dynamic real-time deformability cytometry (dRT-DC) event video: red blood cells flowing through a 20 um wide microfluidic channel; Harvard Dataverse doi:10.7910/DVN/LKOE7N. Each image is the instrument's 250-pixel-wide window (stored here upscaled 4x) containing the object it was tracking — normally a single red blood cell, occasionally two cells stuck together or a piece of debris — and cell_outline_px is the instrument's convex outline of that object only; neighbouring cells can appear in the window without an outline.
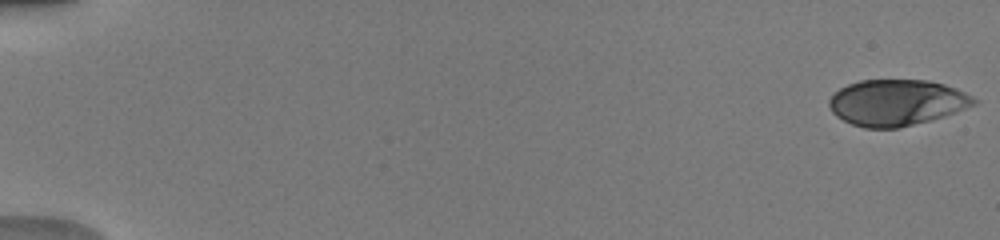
{"species": "human", "species_latin": "Homo sapiens", "temperature_condition": "warm", "stored_images_in_passage": 51, "camera_frame_rate_fps": 3000, "um_per_image_px": 0.085, "donor": {"sex": "male"}, "frame": {"image": 1, "passage_image": 1, "time_ms": 0.0, "image_size_px": [1000, 240], "cell_outline_px": [[976, 104], [956, 112], [932, 120], [900, 128], [864, 128], [852, 124], [836, 116], [832, 112], [828, 104], [828, 100], [840, 88], [848, 84], [860, 80], [928, 80], [944, 84], [956, 88], [972, 96], [976, 100]], "centroid_in_image_um": [76.21, 8.72], "position_along_channel_um": 8.8, "area_um2": 38.96}}
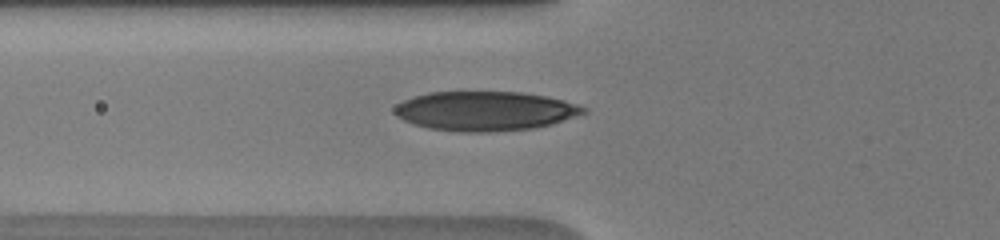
{"frame": {"image": 2, "passage_image": 20, "time_ms": 6.333, "image_size_px": [1000, 240], "cell_outline_px": [[588, 112], [552, 124], [532, 128], [488, 132], [456, 132], [428, 128], [412, 124], [396, 116], [392, 112], [392, 108], [396, 104], [412, 96], [428, 92], [524, 92], [548, 96], [580, 104], [588, 108]], "centroid_in_image_um": [41.22, 9.43], "position_along_channel_um": 84.6, "area_um2": 43.93}}
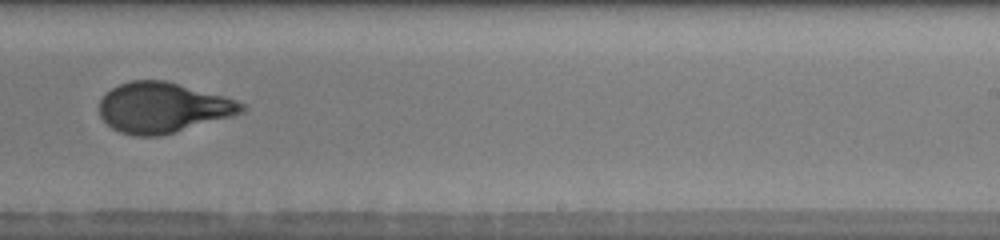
{"frame": {"image": 3, "passage_image": 34, "time_ms": 11.0, "image_size_px": [1000, 240], "cell_outline_px": [[244, 112], [236, 116], [176, 132], [160, 136], [132, 136], [120, 132], [112, 128], [100, 116], [100, 100], [104, 92], [120, 84], [132, 80], [164, 80], [224, 96], [236, 100], [244, 104]], "centroid_in_image_um": [13.85, 9.16], "position_along_channel_um": 275.1, "area_um2": 41.96}, "authors_computed_cell_mechanics": {"area_um2": 41.1536, "velocity_mm_per_s": 4.0707, "shape_relaxation_time_tau1_ms": 5.3073, "shape_relaxation_time_tau2_ms": null, "deformation_change_tau1": 0.2283, "deformation_change_tau2": null}}